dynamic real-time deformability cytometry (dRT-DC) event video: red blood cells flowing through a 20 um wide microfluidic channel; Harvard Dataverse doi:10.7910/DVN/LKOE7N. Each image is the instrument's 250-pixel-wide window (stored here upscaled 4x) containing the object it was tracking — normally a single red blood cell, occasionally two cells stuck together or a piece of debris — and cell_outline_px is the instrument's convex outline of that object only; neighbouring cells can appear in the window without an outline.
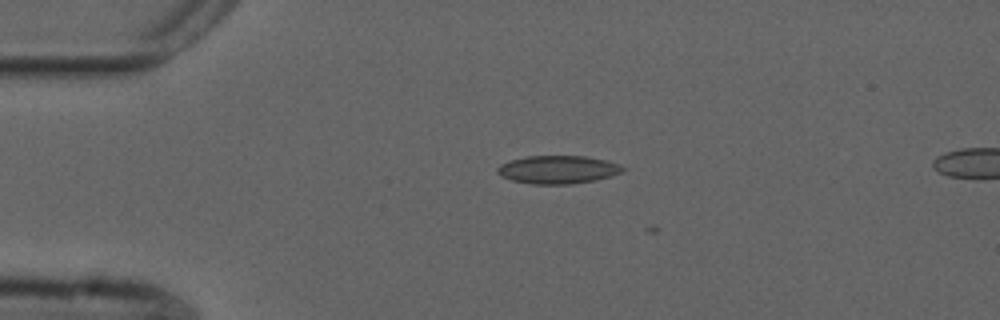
{"species": "common noctule bat (a hibernating species)", "species_latin": "Nyctalus noctula", "temperature_condition": "cold", "stored_images_in_passage": 4, "camera_frame_rate_fps": 3000, "um_per_image_px": 0.085, "animal": {"sex": "male", "forearm_length_mm": 52.5}, "frame": {"image": 1, "passage_image": 3, "time_ms": 0.667, "image_size_px": [1000, 320], "cell_outline_px": [[628, 168], [624, 172], [596, 180], [572, 184], [532, 184], [512, 180], [500, 176], [496, 172], [496, 168], [500, 164], [524, 156], [584, 156], [604, 160], [620, 164]], "centroid_in_image_um": [47.44, 14.42], "position_along_channel_um": 37.6, "area_um2": 20.69}}